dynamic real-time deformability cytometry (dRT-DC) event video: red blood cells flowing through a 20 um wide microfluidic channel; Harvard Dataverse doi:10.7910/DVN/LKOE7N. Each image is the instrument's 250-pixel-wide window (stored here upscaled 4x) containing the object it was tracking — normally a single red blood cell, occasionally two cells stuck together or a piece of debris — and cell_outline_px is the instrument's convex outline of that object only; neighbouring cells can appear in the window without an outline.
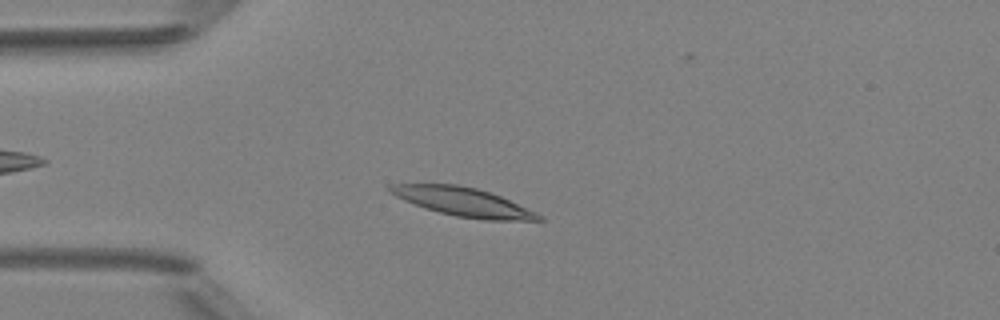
{"species": "Egyptian fruit bat (a non-hibernating species)", "species_latin": "Rousettus aegyptiacus", "temperature_condition": "room temperature", "stored_images_in_passage": 36, "camera_frame_rate_fps": 3000, "um_per_image_px": 0.085, "animal": {"sex": "female"}, "frame": {"image": 1, "passage_image": 6, "time_ms": 1.667, "image_size_px": [1000, 320], "cell_outline_px": [[544, 220], [484, 220], [456, 216], [424, 208], [404, 200], [388, 192], [388, 184], [460, 184], [476, 188], [500, 196], [536, 212], [544, 216]], "centroid_in_image_um": [39.35, 17.16], "position_along_channel_um": 45.6, "area_um2": 24.68}}
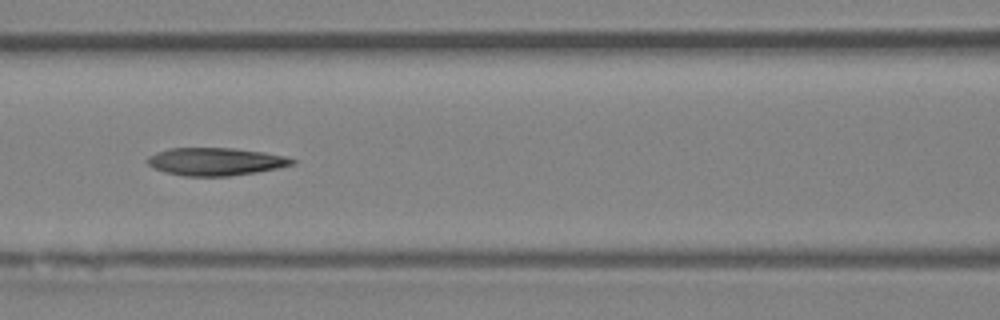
{"frame": {"image": 2, "passage_image": 15, "time_ms": 4.667, "image_size_px": [1000, 320], "cell_outline_px": [[296, 164], [280, 168], [256, 172], [228, 176], [184, 176], [164, 172], [152, 168], [144, 160], [148, 156], [156, 152], [168, 148], [232, 148], [264, 152], [284, 156], [296, 160]], "centroid_in_image_um": [18.29, 13.73], "position_along_channel_um": 148.3, "area_um2": 23.64}}
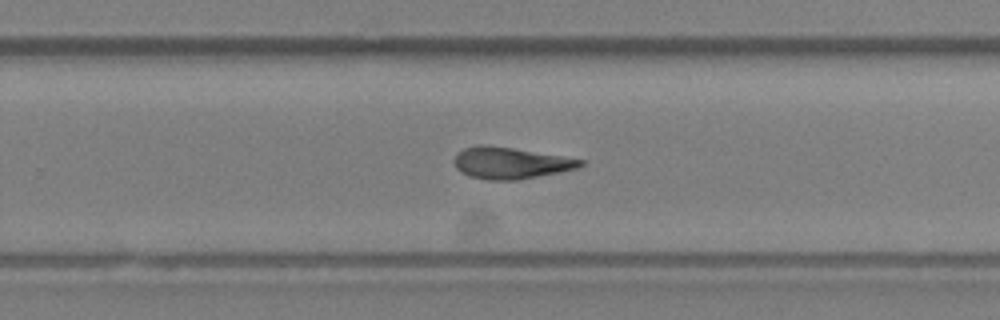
{"frame": {"image": 3, "passage_image": 25, "time_ms": 8.0, "image_size_px": [1000, 320], "cell_outline_px": [[584, 164], [580, 168], [560, 172], [516, 180], [488, 180], [472, 176], [460, 172], [456, 168], [452, 160], [456, 152], [464, 148], [480, 144], [484, 144], [512, 148], [584, 160]], "centroid_in_image_um": [43.35, 13.85], "position_along_channel_um": 286.5, "area_um2": 23.18}}